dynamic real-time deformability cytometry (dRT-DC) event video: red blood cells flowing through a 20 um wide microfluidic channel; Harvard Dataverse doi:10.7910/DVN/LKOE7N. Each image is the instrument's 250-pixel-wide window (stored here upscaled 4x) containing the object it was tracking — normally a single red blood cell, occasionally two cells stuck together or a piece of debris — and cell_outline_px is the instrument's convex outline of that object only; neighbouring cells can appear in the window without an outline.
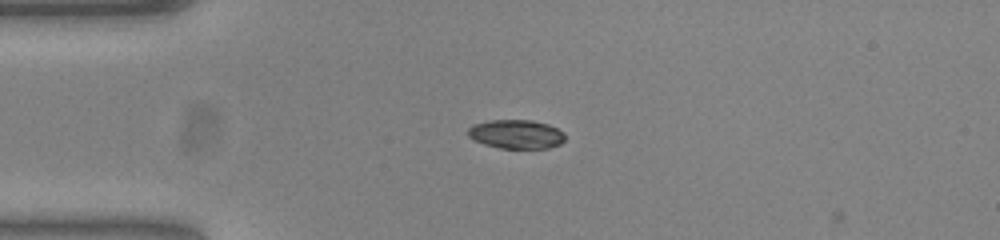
{"species": "common noctule bat (a hibernating species)", "species_latin": "Nyctalus noctula", "temperature_condition": "warm", "stored_images_in_passage": 2, "camera_frame_rate_fps": 3000, "um_per_image_px": 0.085, "animal": {"sex": "female", "body_mass_g": 23.0, "forearm_length_mm": 53.4}, "frame": {"image": 1, "passage_image": 1, "time_ms": 0.0, "image_size_px": [1000, 240], "cell_outline_px": [[564, 140], [560, 144], [548, 148], [500, 148], [484, 144], [468, 136], [468, 128], [472, 124], [492, 120], [532, 120], [548, 124], [564, 132]], "centroid_in_image_um": [43.88, 11.4], "position_along_channel_um": 41.1, "area_um2": 16.3}}